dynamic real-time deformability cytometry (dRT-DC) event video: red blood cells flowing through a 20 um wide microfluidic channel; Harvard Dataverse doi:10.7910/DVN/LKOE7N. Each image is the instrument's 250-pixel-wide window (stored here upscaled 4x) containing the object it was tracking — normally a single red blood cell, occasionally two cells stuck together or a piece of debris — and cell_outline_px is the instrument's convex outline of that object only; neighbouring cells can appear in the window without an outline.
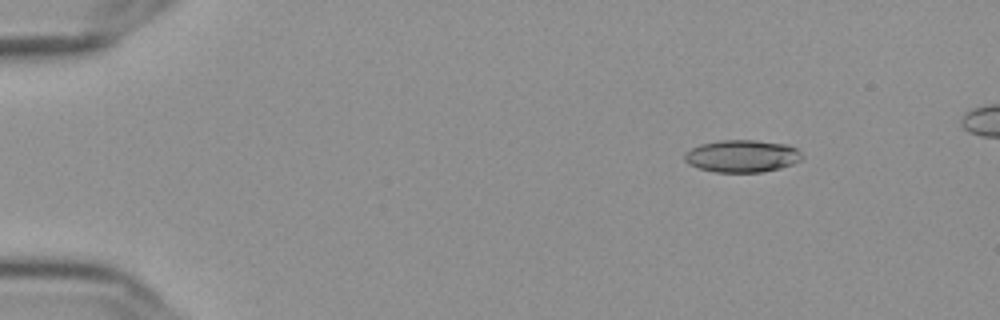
{"species": "Egyptian fruit bat (a non-hibernating species)", "species_latin": "Rousettus aegyptiacus", "temperature_condition": "cold", "stored_images_in_passage": 49, "camera_frame_rate_fps": 3000, "um_per_image_px": 0.085, "frame": {"image": 1, "passage_image": 1, "time_ms": 0.0, "image_size_px": [1000, 320], "cell_outline_px": [[804, 156], [800, 160], [792, 164], [780, 168], [760, 172], [716, 172], [700, 168], [688, 164], [684, 160], [684, 152], [700, 144], [720, 140], [756, 140], [788, 144], [796, 148]], "centroid_in_image_um": [63.07, 13.26], "position_along_channel_um": 21.9, "area_um2": 22.2}}
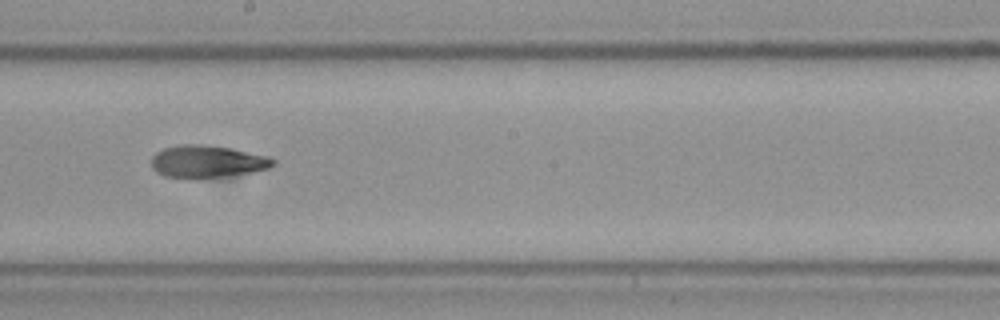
{"frame": {"image": 2, "passage_image": 26, "time_ms": 8.333, "image_size_px": [1000, 320], "cell_outline_px": [[276, 164], [268, 168], [252, 172], [224, 176], [164, 176], [156, 172], [152, 168], [152, 156], [156, 152], [164, 148], [180, 144], [208, 144], [232, 148], [268, 156], [276, 160]], "centroid_in_image_um": [17.64, 13.68], "position_along_channel_um": 230.6, "area_um2": 22.6}}
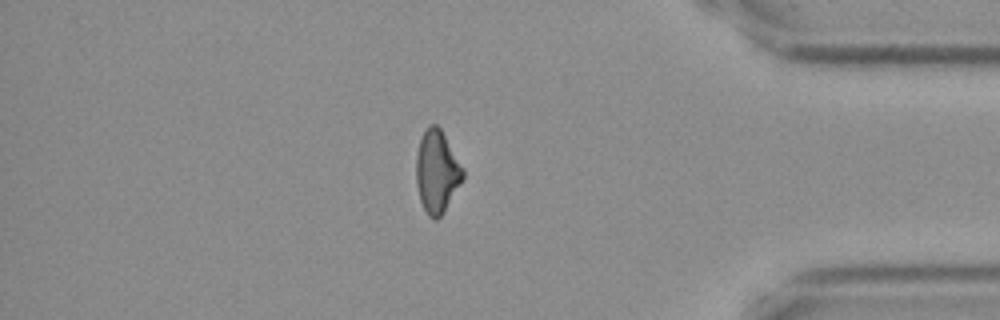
{"frame": {"image": 3, "passage_image": 42, "time_ms": 13.667, "image_size_px": [1000, 320], "cell_outline_px": [[464, 180], [444, 212], [436, 220], [432, 220], [428, 216], [420, 200], [416, 184], [416, 152], [420, 140], [428, 124], [436, 124], [440, 128], [464, 168]], "centroid_in_image_um": [37.15, 14.61], "position_along_channel_um": 398.1, "area_um2": 22.72}}